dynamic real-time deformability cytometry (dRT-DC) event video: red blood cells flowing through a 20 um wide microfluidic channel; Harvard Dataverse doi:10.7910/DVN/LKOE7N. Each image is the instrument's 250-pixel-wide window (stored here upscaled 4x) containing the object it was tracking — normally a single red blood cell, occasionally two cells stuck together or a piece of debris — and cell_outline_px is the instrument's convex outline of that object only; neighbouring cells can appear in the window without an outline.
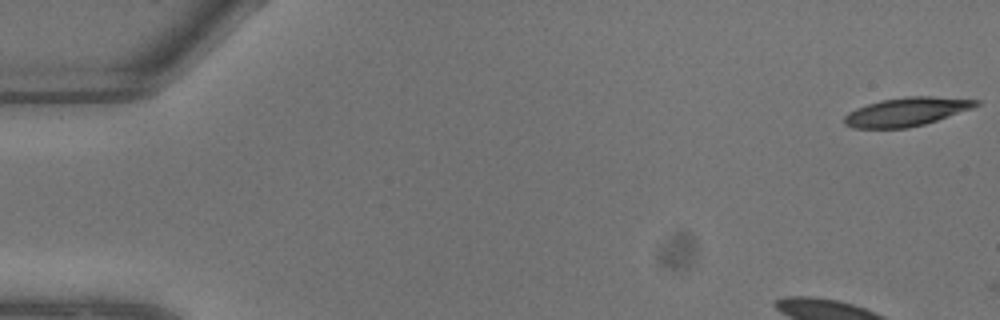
{"species": "common noctule bat (a hibernating species)", "species_latin": "Nyctalus noctula", "temperature_condition": "warm", "stored_images_in_passage": 2, "camera_frame_rate_fps": 3000, "um_per_image_px": 0.085, "animal": {"sex": "male", "body_mass_g": 13.3}, "frame": {"image": 1, "passage_image": 1, "time_ms": 0.0, "image_size_px": [1000, 320], "cell_outline_px": [[980, 104], [972, 108], [924, 124], [908, 128], [852, 128], [844, 124], [844, 116], [848, 112], [856, 108], [880, 100], [904, 96], [932, 96], [980, 100]], "centroid_in_image_um": [77.02, 9.49], "position_along_channel_um": 8.0, "area_um2": 21.91}}